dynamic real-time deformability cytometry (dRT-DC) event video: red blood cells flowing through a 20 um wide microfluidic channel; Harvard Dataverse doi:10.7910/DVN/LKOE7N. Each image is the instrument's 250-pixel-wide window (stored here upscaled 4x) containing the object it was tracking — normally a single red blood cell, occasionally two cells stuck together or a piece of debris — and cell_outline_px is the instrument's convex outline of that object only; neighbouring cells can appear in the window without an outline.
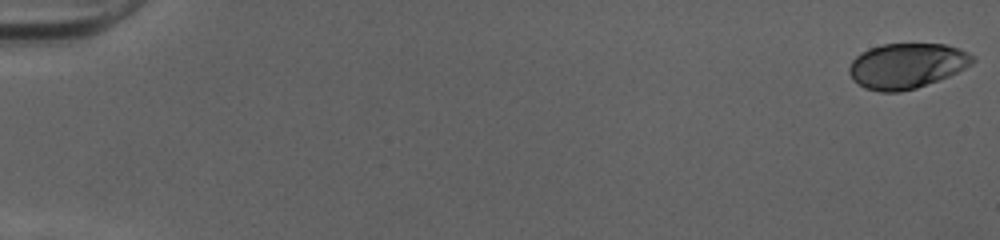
{"species": "human", "species_latin": "Homo sapiens", "temperature_condition": "cold", "stored_images_in_passage": 52, "camera_frame_rate_fps": 3000, "um_per_image_px": 0.085, "donor": {"sex": "female"}, "frame": {"image": 1, "passage_image": 1, "time_ms": 0.0, "image_size_px": [1000, 240], "cell_outline_px": [[976, 60], [972, 64], [948, 76], [916, 88], [900, 92], [880, 92], [864, 88], [852, 80], [848, 72], [848, 68], [852, 60], [860, 52], [868, 48], [884, 44], [944, 44], [960, 48], [976, 56]], "centroid_in_image_um": [77.05, 5.59], "position_along_channel_um": 7.9, "area_um2": 32.77}}
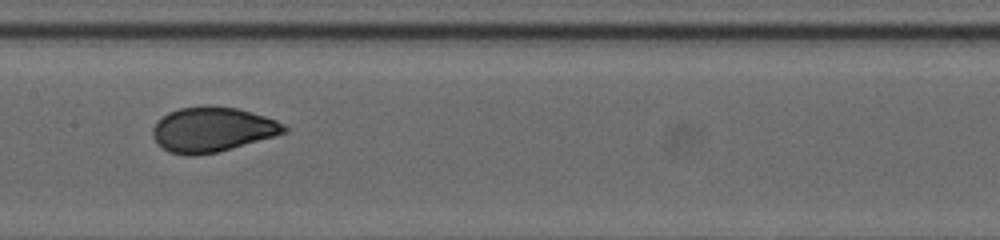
{"frame": {"image": 2, "passage_image": 28, "time_ms": 9.0, "image_size_px": [1000, 240], "cell_outline_px": [[288, 132], [216, 152], [196, 156], [188, 156], [168, 152], [152, 136], [152, 128], [168, 112], [180, 108], [208, 104], [236, 108], [264, 116], [276, 120], [284, 124], [288, 128]], "centroid_in_image_um": [18.04, 11.0], "position_along_channel_um": 189.4, "area_um2": 34.16}}
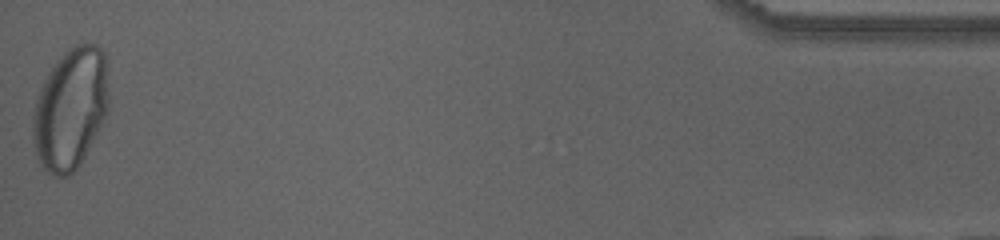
{"frame": {"image": 3, "passage_image": 52, "time_ms": 17.0, "image_size_px": [1000, 240], "cell_outline_px": [[108, 112], [104, 120], [80, 164], [68, 176], [52, 176], [44, 168], [36, 156], [32, 140], [32, 116], [36, 100], [40, 88], [48, 72], [56, 60], [68, 48], [76, 44], [96, 44], [104, 52], [108, 96]], "centroid_in_image_um": [5.96, 9.24], "position_along_channel_um": 429.2, "area_um2": 53.75}, "authors_computed_cell_mechanics": {"area_um2": 34.0731, "velocity_mm_per_s": 4.0394, "shape_relaxation_time_tau1_ms": 3.8128, "shape_relaxation_time_tau2_ms": null, "deformation_change_tau1": 0.166, "deformation_change_tau2": null}}